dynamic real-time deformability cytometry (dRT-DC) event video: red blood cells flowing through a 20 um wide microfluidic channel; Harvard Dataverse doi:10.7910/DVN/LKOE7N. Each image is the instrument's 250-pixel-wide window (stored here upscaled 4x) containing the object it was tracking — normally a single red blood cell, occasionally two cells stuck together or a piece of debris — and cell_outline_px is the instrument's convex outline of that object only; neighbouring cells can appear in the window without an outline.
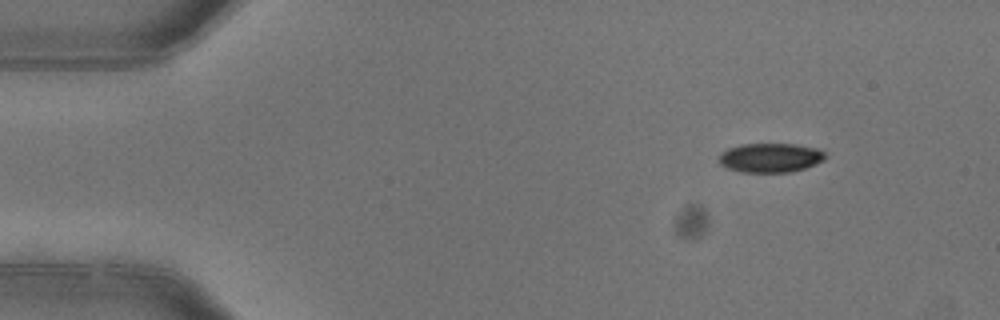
{"species": "common noctule bat (a hibernating species)", "species_latin": "Nyctalus noctula", "temperature_condition": "warm", "stored_images_in_passage": 5, "camera_frame_rate_fps": 3000, "um_per_image_px": 0.085, "animal": {"sex": "female"}, "frame": {"image": 1, "passage_image": 1, "time_ms": 0.0, "image_size_px": [1000, 320], "cell_outline_px": [[824, 160], [804, 168], [788, 172], [740, 172], [728, 168], [720, 164], [716, 160], [720, 152], [728, 148], [740, 144], [796, 144], [816, 148], [824, 152]], "centroid_in_image_um": [65.4, 13.4], "position_along_channel_um": 19.6, "area_um2": 18.15}}
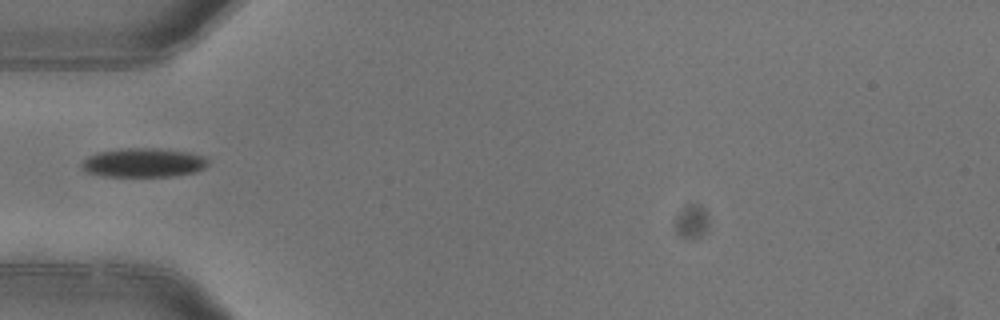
{"frame": {"image": 2, "passage_image": 4, "time_ms": 1.0, "image_size_px": [1000, 320], "cell_outline_px": [[208, 164], [204, 168], [196, 172], [172, 176], [104, 176], [88, 172], [80, 168], [80, 164], [88, 156], [96, 152], [120, 148], [160, 148], [188, 152], [204, 156], [208, 160]], "centroid_in_image_um": [12.18, 13.81], "position_along_channel_um": 72.8, "area_um2": 21.56}}